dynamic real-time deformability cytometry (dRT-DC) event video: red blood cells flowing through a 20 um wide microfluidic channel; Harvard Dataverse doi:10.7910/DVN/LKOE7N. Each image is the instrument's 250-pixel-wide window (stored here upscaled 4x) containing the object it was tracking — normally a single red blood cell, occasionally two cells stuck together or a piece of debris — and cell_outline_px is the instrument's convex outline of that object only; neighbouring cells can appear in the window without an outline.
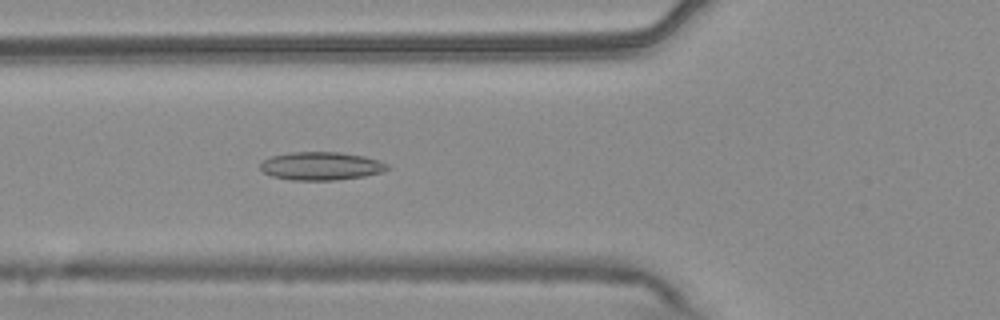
{"species": "common noctule bat (a hibernating species)", "species_latin": "Nyctalus noctula", "temperature_condition": "warm", "stored_images_in_passage": 54, "camera_frame_rate_fps": 3000, "um_per_image_px": 0.085, "animal": {"sex": "male", "body_mass_g": 20.4}, "frame": {"image": 1, "passage_image": 19, "time_ms": 6.0, "image_size_px": [1000, 320], "cell_outline_px": [[392, 168], [380, 172], [364, 176], [336, 180], [292, 180], [272, 176], [264, 172], [260, 168], [260, 164], [264, 160], [272, 156], [288, 152], [340, 152], [364, 156], [380, 160], [388, 164]], "centroid_in_image_um": [27.32, 14.1], "position_along_channel_um": 98.5, "area_um2": 20.92}}
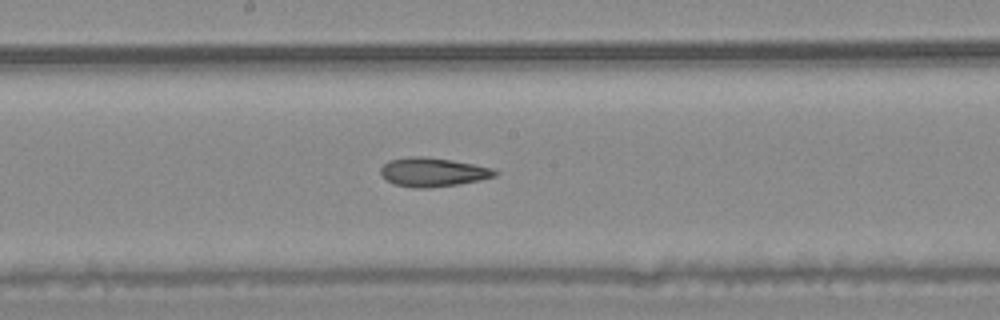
{"frame": {"image": 2, "passage_image": 28, "time_ms": 9.0, "image_size_px": [1000, 320], "cell_outline_px": [[500, 172], [496, 176], [480, 180], [460, 184], [428, 188], [412, 188], [396, 184], [380, 176], [380, 168], [388, 160], [412, 156], [424, 156], [452, 160], [492, 168]], "centroid_in_image_um": [36.79, 14.63], "position_along_channel_um": 211.4, "area_um2": 19.36}}
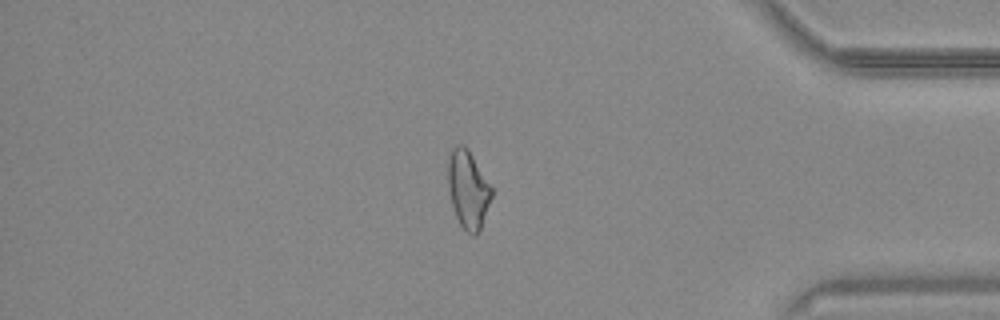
{"frame": {"image": 3, "passage_image": 45, "time_ms": 14.667, "image_size_px": [1000, 320], "cell_outline_px": [[492, 196], [480, 232], [476, 236], [472, 236], [460, 224], [456, 216], [452, 204], [448, 188], [448, 156], [452, 148], [456, 144], [464, 144], [468, 148], [492, 188]], "centroid_in_image_um": [39.78, 16.09], "position_along_channel_um": 395.4, "area_um2": 19.88}, "authors_computed_cell_mechanics": {"area_um2": 20.6057, "velocity_mm_per_s": 3.7508, "shape_relaxation_time_tau1_ms": null, "shape_relaxation_time_tau2_ms": 5.8628, "deformation_change_tau1": null, "deformation_change_tau2": 0.1557}}